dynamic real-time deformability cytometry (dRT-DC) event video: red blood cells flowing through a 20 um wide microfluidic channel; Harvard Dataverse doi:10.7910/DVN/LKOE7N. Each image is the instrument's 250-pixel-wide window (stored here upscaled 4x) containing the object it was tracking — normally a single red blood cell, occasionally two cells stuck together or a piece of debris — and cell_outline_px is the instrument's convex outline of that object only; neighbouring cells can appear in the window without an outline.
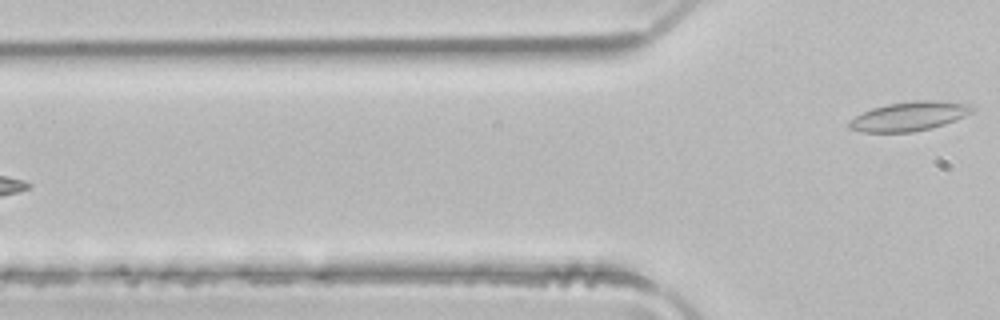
{"species": "common noctule bat (a hibernating species)", "species_latin": "Nyctalus noctula", "temperature_condition": "room temperature", "stored_images_in_passage": 5, "camera_frame_rate_fps": 3000, "um_per_image_px": 0.085, "animal": {"sex": "male", "body_mass_g": 21.5, "forearm_length_mm": 52.0}, "frame": {"image": 1, "passage_image": 5, "time_ms": 1.333, "image_size_px": [1000, 320], "cell_outline_px": [[972, 112], [964, 116], [944, 124], [912, 132], [864, 132], [848, 128], [848, 120], [872, 108], [888, 104], [916, 100], [936, 100], [972, 104]], "centroid_in_image_um": [77.26, 9.87], "position_along_channel_um": 48.5, "area_um2": 20.69}}